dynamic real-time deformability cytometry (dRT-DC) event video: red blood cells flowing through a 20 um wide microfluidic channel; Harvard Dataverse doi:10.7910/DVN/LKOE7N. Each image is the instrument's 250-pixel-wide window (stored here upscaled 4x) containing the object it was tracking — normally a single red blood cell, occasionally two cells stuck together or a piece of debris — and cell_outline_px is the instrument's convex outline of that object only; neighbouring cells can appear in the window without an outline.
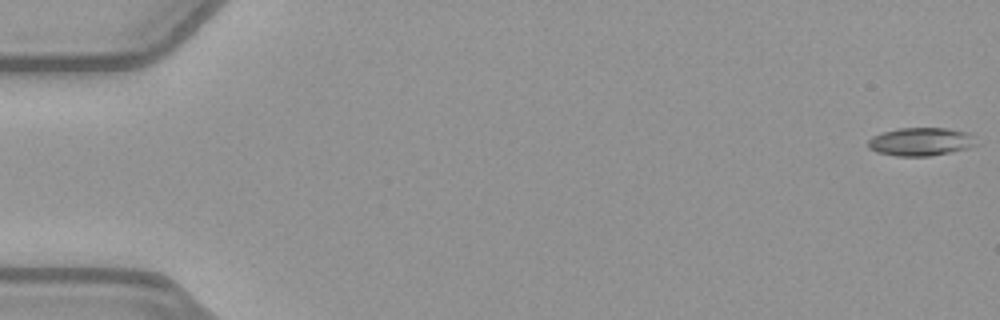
{"species": "common noctule bat (a hibernating species)", "species_latin": "Nyctalus noctula", "temperature_condition": "warm", "stored_images_in_passage": 52, "camera_frame_rate_fps": 3000, "um_per_image_px": 0.085, "animal": {"sex": "female", "body_mass_g": 21.9}, "frame": {"image": 1, "passage_image": 1, "time_ms": 0.0, "image_size_px": [1000, 320], "cell_outline_px": [[980, 144], [968, 148], [928, 156], [896, 156], [876, 152], [868, 148], [868, 140], [872, 136], [884, 132], [900, 128], [948, 128], [972, 132]], "centroid_in_image_um": [78.33, 12.03], "position_along_channel_um": 6.7, "area_um2": 18.03}}
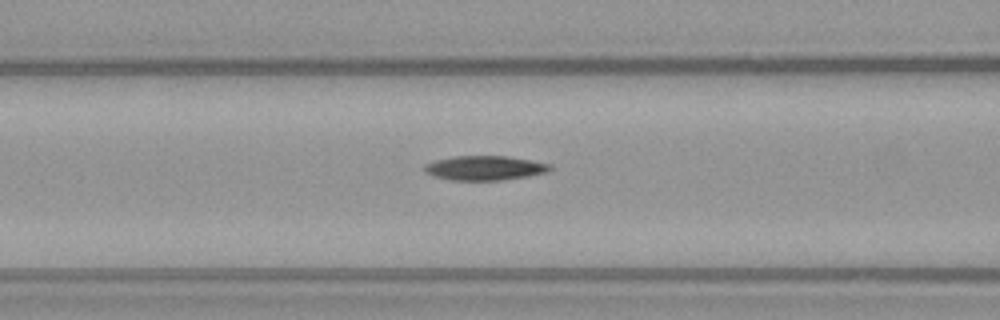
{"frame": {"image": 2, "passage_image": 22, "time_ms": 7.0, "image_size_px": [1000, 320], "cell_outline_px": [[556, 168], [548, 172], [528, 176], [500, 180], [448, 180], [432, 176], [424, 168], [424, 164], [436, 160], [452, 156], [508, 156], [532, 160], [552, 164]], "centroid_in_image_um": [41.26, 14.27], "position_along_channel_um": 125.3, "area_um2": 18.09}}
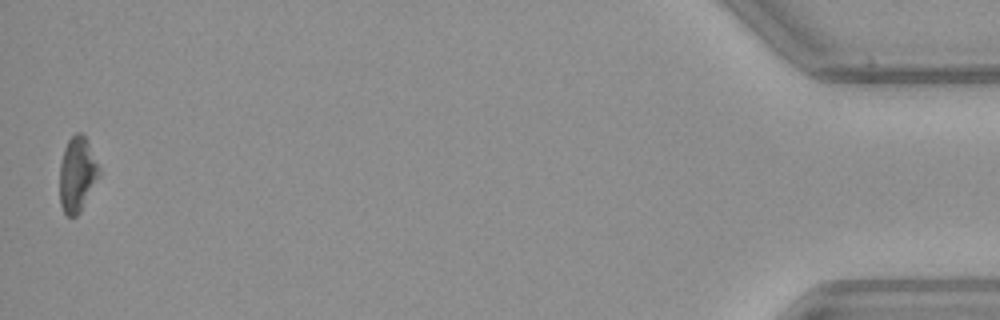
{"frame": {"image": 3, "passage_image": 52, "time_ms": 17.0, "image_size_px": [1000, 320], "cell_outline_px": [[100, 176], [80, 212], [76, 216], [68, 216], [64, 212], [60, 204], [60, 164], [64, 148], [68, 140], [76, 132], [80, 132], [84, 136], [100, 168]], "centroid_in_image_um": [6.56, 14.84], "position_along_channel_um": 428.6, "area_um2": 17.11}, "authors_computed_cell_mechanics": {"area_um2": 18.0336, "velocity_mm_per_s": 3.9882, "shape_relaxation_time_tau1_ms": 6.634, "shape_relaxation_time_tau2_ms": null, "deformation_change_tau1": 0.1956, "deformation_change_tau2": null}}